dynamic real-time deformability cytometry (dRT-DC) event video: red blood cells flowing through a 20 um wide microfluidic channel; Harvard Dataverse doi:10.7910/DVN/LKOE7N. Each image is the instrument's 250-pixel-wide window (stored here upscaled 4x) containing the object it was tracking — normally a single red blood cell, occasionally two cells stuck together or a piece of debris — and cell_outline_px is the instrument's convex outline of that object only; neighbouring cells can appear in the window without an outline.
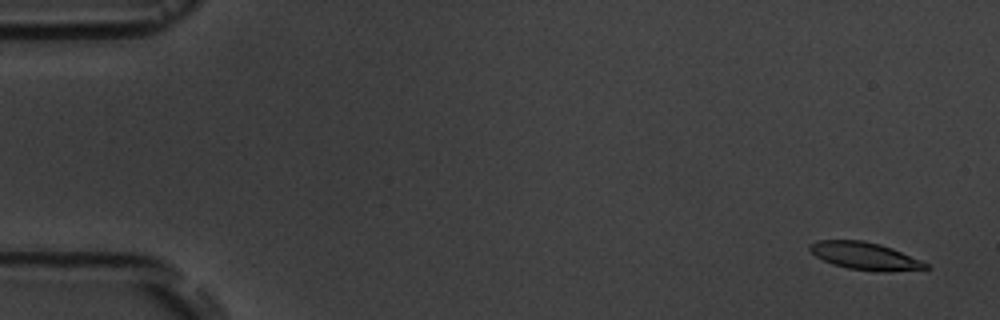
{"species": "common noctule bat (a hibernating species)", "species_latin": "Nyctalus noctula", "temperature_condition": "room temperature", "stored_images_in_passage": 4, "camera_frame_rate_fps": 3000, "um_per_image_px": 0.085, "animal": {"sex": "male", "body_mass_g": 19.5, "forearm_length_mm": 54.6}, "frame": {"image": 1, "passage_image": 1, "time_ms": 0.0, "image_size_px": [1000, 320], "cell_outline_px": [[932, 268], [884, 272], [880, 272], [848, 268], [832, 264], [816, 256], [808, 248], [808, 244], [816, 240], [864, 240], [880, 244], [892, 248], [920, 260], [928, 264]], "centroid_in_image_um": [73.5, 21.75], "position_along_channel_um": 11.5, "area_um2": 18.55}}